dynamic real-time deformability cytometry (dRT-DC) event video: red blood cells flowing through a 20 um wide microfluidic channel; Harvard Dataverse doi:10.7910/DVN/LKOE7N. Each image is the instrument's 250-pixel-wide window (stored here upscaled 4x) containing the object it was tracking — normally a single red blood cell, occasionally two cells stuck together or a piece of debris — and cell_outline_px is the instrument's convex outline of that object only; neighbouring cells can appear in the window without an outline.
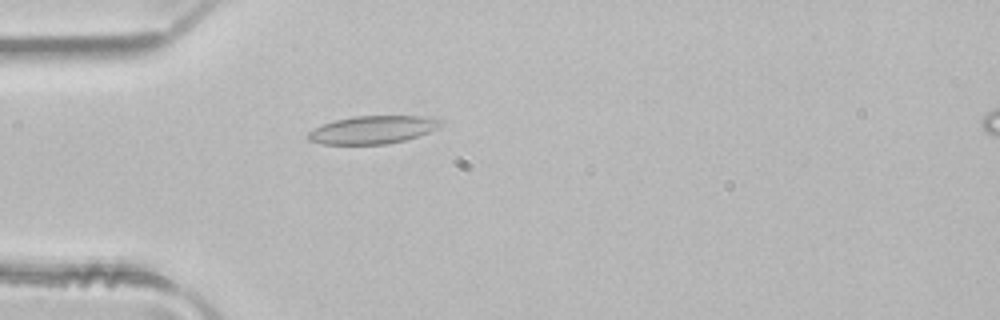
{"species": "common noctule bat (a hibernating species)", "species_latin": "Nyctalus noctula", "temperature_condition": "room temperature", "stored_images_in_passage": 3, "camera_frame_rate_fps": 3000, "um_per_image_px": 0.085, "animal": {"sex": "male", "body_mass_g": 21.5, "forearm_length_mm": 52.0}, "frame": {"image": 1, "passage_image": 3, "time_ms": 0.667, "image_size_px": [1000, 320], "cell_outline_px": [[444, 124], [428, 132], [404, 140], [384, 144], [324, 144], [308, 140], [308, 132], [324, 124], [336, 120], [356, 116], [424, 116], [444, 120]], "centroid_in_image_um": [31.71, 11.02], "position_along_channel_um": 53.3, "area_um2": 21.27}}